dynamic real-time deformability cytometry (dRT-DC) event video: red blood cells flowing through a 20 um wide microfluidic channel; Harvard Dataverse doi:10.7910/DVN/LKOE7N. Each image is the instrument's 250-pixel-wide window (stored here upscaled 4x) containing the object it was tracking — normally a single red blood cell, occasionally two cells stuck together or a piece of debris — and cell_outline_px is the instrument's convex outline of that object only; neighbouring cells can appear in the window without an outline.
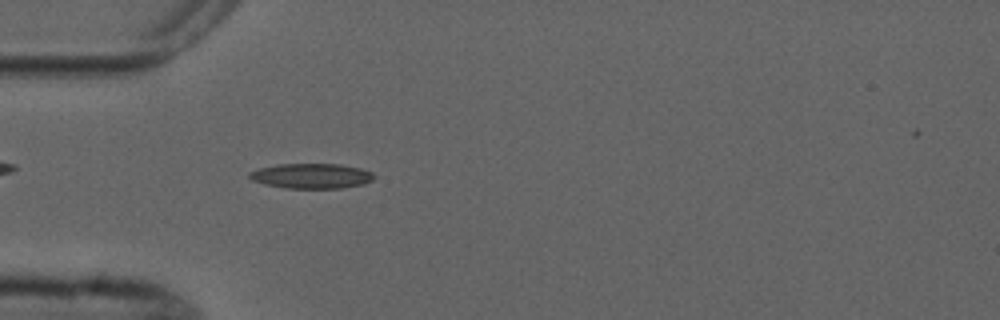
{"species": "common noctule bat (a hibernating species)", "species_latin": "Nyctalus noctula", "temperature_condition": "cold", "stored_images_in_passage": 5, "camera_frame_rate_fps": 3000, "um_per_image_px": 0.085, "animal": {"sex": "male", "forearm_length_mm": 52.5}, "frame": {"image": 1, "passage_image": 5, "time_ms": 5.667, "image_size_px": [1000, 320], "cell_outline_px": [[376, 176], [372, 180], [364, 184], [340, 188], [284, 188], [264, 184], [252, 180], [248, 176], [248, 172], [260, 168], [276, 164], [340, 164], [360, 168], [372, 172]], "centroid_in_image_um": [26.47, 14.95], "position_along_channel_um": 58.5, "area_um2": 18.26}}